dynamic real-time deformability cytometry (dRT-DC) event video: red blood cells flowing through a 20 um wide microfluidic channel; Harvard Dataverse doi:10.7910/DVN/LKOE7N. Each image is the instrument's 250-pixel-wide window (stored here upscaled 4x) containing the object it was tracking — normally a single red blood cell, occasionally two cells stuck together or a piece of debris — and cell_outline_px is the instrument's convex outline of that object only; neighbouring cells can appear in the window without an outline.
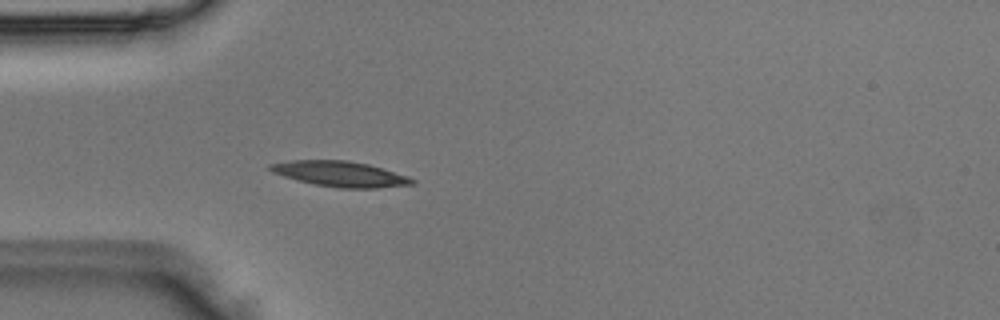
{"species": "Egyptian fruit bat (a non-hibernating species)", "species_latin": "Rousettus aegyptiacus", "temperature_condition": "room temperature", "stored_images_in_passage": 3, "camera_frame_rate_fps": 3000, "um_per_image_px": 0.085, "animal": {"sex": "male"}, "frame": {"image": 1, "passage_image": 3, "time_ms": 0.667, "image_size_px": [1000, 320], "cell_outline_px": [[416, 184], [376, 188], [340, 188], [316, 184], [284, 176], [272, 172], [268, 168], [268, 164], [292, 160], [348, 160], [368, 164], [408, 176], [416, 180]], "centroid_in_image_um": [28.94, 14.78], "position_along_channel_um": 56.1, "area_um2": 20.87}}